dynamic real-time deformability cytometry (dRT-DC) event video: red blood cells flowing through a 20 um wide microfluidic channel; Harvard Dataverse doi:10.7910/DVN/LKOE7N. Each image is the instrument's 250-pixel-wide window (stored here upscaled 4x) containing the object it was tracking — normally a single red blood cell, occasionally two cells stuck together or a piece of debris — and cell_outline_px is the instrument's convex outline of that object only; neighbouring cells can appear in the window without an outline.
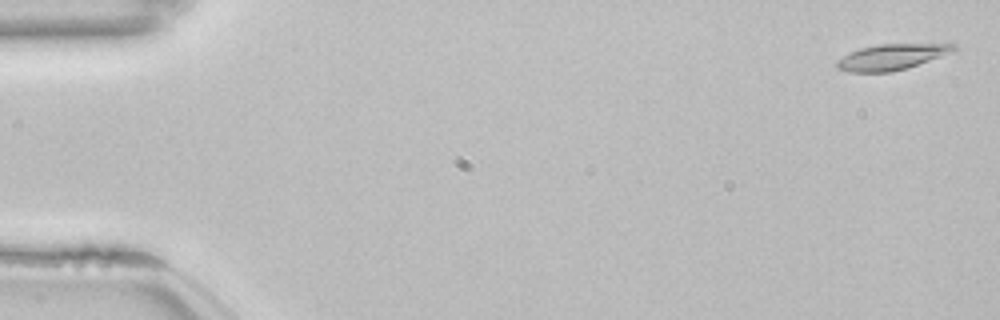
{"species": "common noctule bat (a hibernating species)", "species_latin": "Nyctalus noctula", "temperature_condition": "room temperature", "stored_images_in_passage": 54, "camera_frame_rate_fps": 3000, "um_per_image_px": 0.085, "animal": {"sex": "female", "body_mass_g": 22.7, "forearm_length_mm": 54.2}, "frame": {"image": 1, "passage_image": 2, "time_ms": 0.333, "image_size_px": [1000, 320], "cell_outline_px": [[960, 48], [940, 56], [908, 68], [892, 72], [852, 72], [836, 68], [836, 60], [860, 48], [880, 44], [956, 44]], "centroid_in_image_um": [75.78, 4.84], "position_along_channel_um": 9.2, "area_um2": 17.34}}
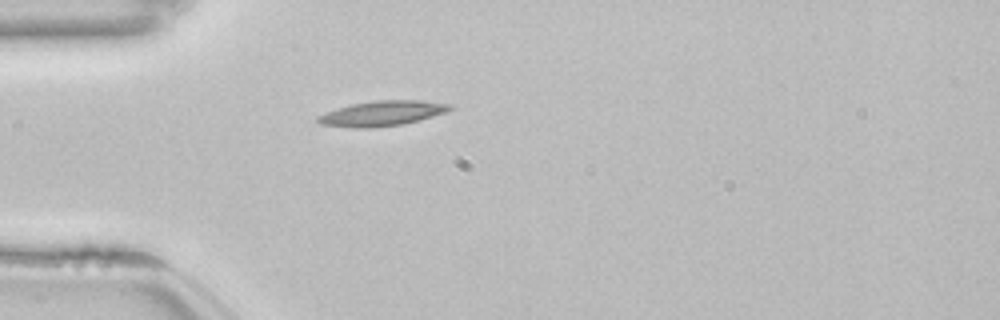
{"frame": {"image": 2, "passage_image": 16, "time_ms": 5.0, "image_size_px": [1000, 320], "cell_outline_px": [[456, 108], [448, 112], [404, 124], [372, 128], [352, 128], [320, 124], [316, 120], [316, 116], [352, 104], [376, 100], [416, 100], [452, 104]], "centroid_in_image_um": [32.54, 9.64], "position_along_channel_um": 52.5, "area_um2": 19.36}}
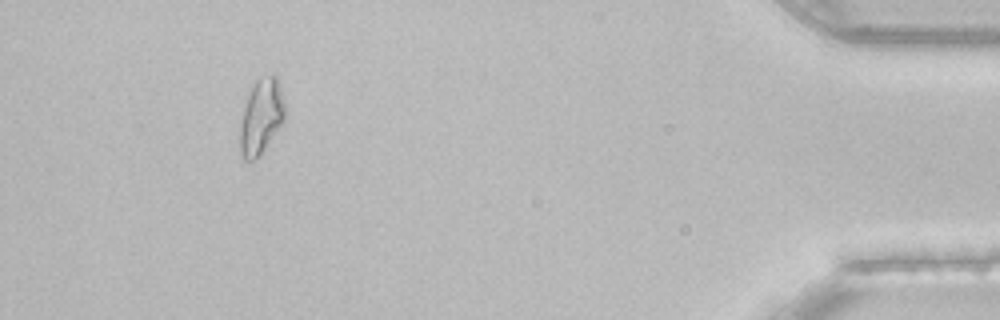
{"frame": {"image": 3, "passage_image": 50, "time_ms": 16.333, "image_size_px": [1000, 320], "cell_outline_px": [[284, 120], [264, 148], [252, 160], [244, 160], [240, 156], [240, 120], [244, 104], [256, 80], [260, 76], [272, 72], [276, 76], [284, 100]], "centroid_in_image_um": [22.18, 9.85], "position_along_channel_um": 413.0, "area_um2": 19.42}}